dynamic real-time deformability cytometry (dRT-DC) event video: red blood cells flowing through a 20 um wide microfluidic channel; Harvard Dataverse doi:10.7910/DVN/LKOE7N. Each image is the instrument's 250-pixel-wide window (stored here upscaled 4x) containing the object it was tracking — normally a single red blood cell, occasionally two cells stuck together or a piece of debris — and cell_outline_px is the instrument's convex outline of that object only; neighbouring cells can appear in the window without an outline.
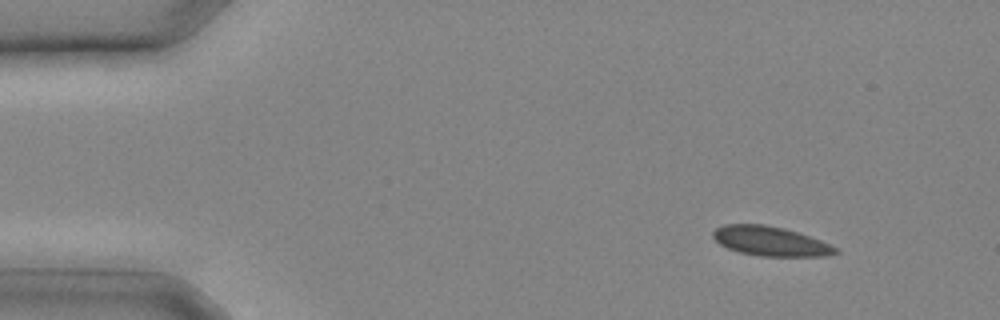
{"species": "common noctule bat (a hibernating species)", "species_latin": "Nyctalus noctula", "temperature_condition": "cold", "stored_images_in_passage": 23, "camera_frame_rate_fps": 3000, "um_per_image_px": 0.085, "animal": {"sex": "male", "body_mass_g": 20.4}, "frame": {"image": 1, "passage_image": 1, "time_ms": 0.0, "image_size_px": [1000, 320], "cell_outline_px": [[840, 252], [828, 256], [760, 256], [740, 252], [728, 248], [720, 244], [712, 236], [712, 232], [716, 228], [724, 224], [764, 224], [784, 228], [820, 240], [836, 248]], "centroid_in_image_um": [65.46, 20.5], "position_along_channel_um": 19.5, "area_um2": 20.87}}
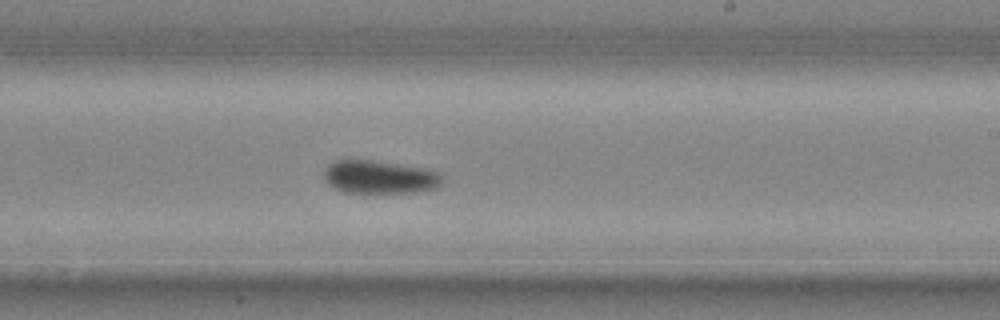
{"frame": {"image": 2, "passage_image": 14, "time_ms": 4.333, "image_size_px": [1000, 320], "cell_outline_px": [[444, 180], [436, 188], [416, 192], [344, 192], [332, 188], [324, 180], [324, 168], [332, 160], [344, 156], [428, 168], [440, 172], [444, 176]], "centroid_in_image_um": [32.21, 15.0], "position_along_channel_um": 256.8, "area_um2": 23.81}}
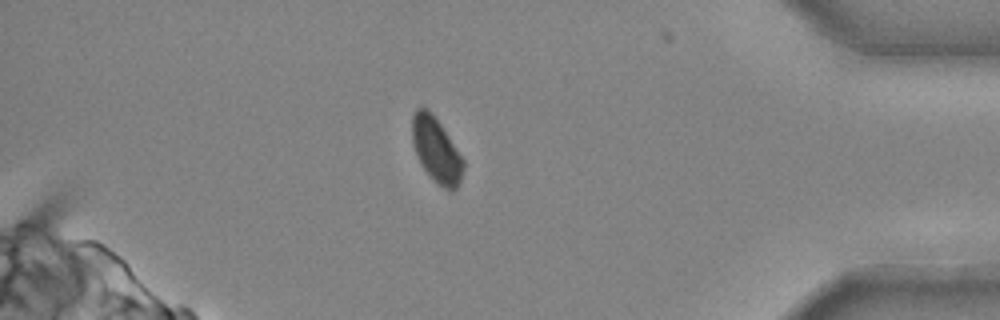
{"frame": {"image": 3, "passage_image": 21, "time_ms": 6.667, "image_size_px": [1000, 320], "cell_outline_px": [[464, 168], [460, 180], [456, 188], [444, 188], [420, 164], [412, 140], [412, 116], [416, 108], [428, 108], [432, 112], [464, 160]], "centroid_in_image_um": [37.07, 12.69], "position_along_channel_um": 398.1, "area_um2": 18.73}}